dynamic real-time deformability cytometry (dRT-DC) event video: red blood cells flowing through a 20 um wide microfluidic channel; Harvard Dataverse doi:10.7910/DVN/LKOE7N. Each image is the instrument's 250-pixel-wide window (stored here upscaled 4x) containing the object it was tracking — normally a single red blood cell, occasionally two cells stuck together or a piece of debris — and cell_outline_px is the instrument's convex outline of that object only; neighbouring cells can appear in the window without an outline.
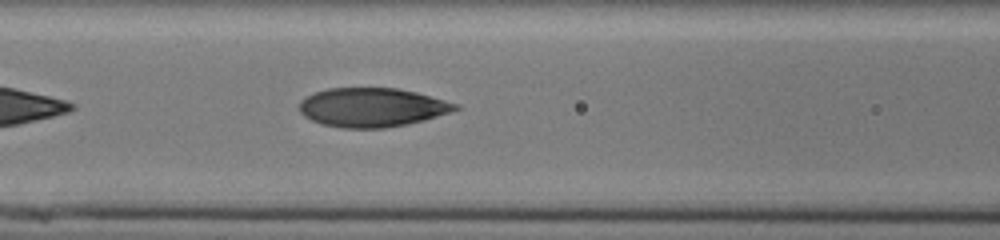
{"species": "human", "species_latin": "Homo sapiens", "temperature_condition": "cold", "stored_images_in_passage": 31, "camera_frame_rate_fps": 3000, "um_per_image_px": 0.085, "donor": {"sex": "male"}, "frame": {"image": 1, "passage_image": 8, "time_ms": 2.333, "image_size_px": [1000, 240], "cell_outline_px": [[460, 108], [452, 112], [424, 120], [408, 124], [384, 128], [340, 128], [324, 124], [312, 120], [304, 116], [300, 112], [300, 100], [316, 92], [328, 88], [396, 88], [416, 92], [460, 104]], "centroid_in_image_um": [31.66, 9.13], "position_along_channel_um": 134.9, "area_um2": 35.43}}
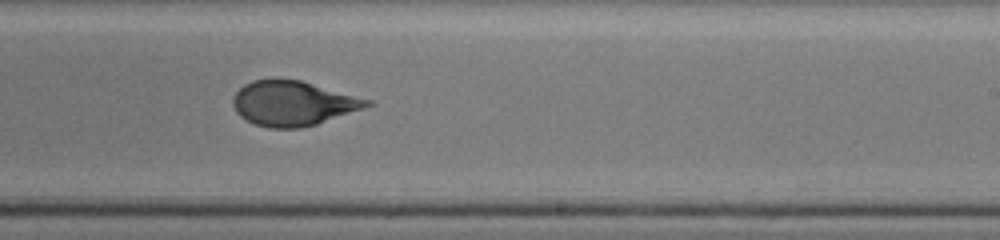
{"frame": {"image": 2, "passage_image": 18, "time_ms": 5.667, "image_size_px": [1000, 240], "cell_outline_px": [[376, 104], [316, 124], [300, 128], [268, 128], [256, 124], [240, 116], [236, 112], [232, 104], [232, 100], [236, 92], [244, 84], [252, 80], [276, 76], [300, 80], [372, 100]], "centroid_in_image_um": [24.89, 8.75], "position_along_channel_um": 264.1, "area_um2": 35.37}}
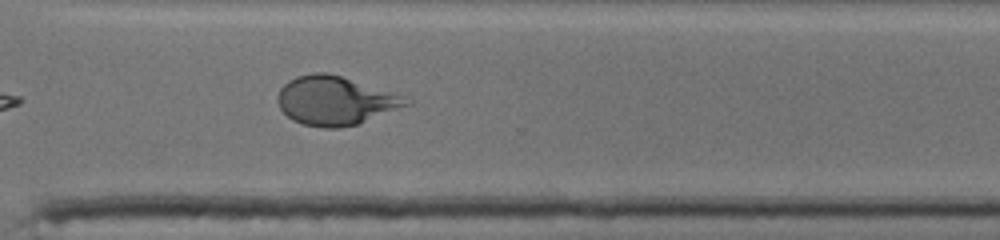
{"frame": {"image": 3, "passage_image": 24, "time_ms": 7.667, "image_size_px": [1000, 240], "cell_outline_px": [[412, 104], [356, 124], [340, 128], [324, 128], [304, 124], [292, 120], [280, 108], [276, 100], [276, 96], [280, 88], [288, 80], [296, 76], [312, 72], [324, 72], [340, 76], [404, 96], [412, 100]], "centroid_in_image_um": [28.47, 8.55], "position_along_channel_um": 342.1, "area_um2": 36.36}}